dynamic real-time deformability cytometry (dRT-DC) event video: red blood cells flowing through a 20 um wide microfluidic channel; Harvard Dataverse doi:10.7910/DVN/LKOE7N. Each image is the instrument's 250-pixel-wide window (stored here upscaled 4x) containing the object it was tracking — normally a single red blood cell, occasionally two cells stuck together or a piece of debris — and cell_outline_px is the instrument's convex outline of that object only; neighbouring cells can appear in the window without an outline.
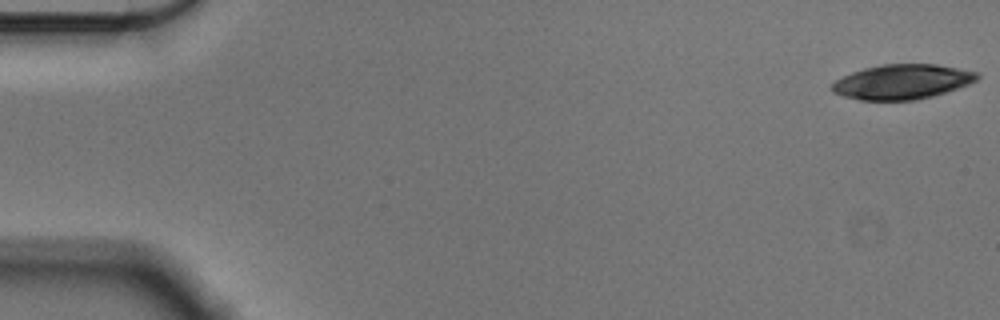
{"species": "Egyptian fruit bat (a non-hibernating species)", "species_latin": "Rousettus aegyptiacus", "temperature_condition": "cold", "stored_images_in_passage": 55, "camera_frame_rate_fps": 3000, "um_per_image_px": 0.085, "animal": {"sex": "male"}, "frame": {"image": 1, "passage_image": 1, "time_ms": 0.0, "image_size_px": [1000, 320], "cell_outline_px": [[980, 76], [976, 80], [968, 84], [932, 96], [916, 100], [860, 100], [844, 96], [832, 92], [832, 84], [836, 80], [852, 72], [864, 68], [880, 64], [936, 64], [976, 72]], "centroid_in_image_um": [76.65, 6.95], "position_along_channel_um": 8.3, "area_um2": 29.13}}